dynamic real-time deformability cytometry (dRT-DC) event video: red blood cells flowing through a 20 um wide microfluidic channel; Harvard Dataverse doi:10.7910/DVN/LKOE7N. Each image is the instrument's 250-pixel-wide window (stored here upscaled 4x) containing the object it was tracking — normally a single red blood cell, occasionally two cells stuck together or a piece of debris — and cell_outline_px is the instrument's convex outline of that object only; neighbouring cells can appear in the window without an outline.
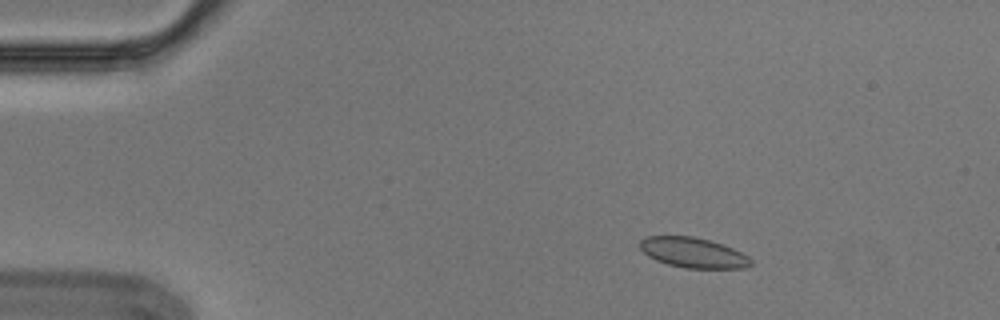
{"species": "Egyptian fruit bat (a non-hibernating species)", "species_latin": "Rousettus aegyptiacus", "temperature_condition": "cold", "stored_images_in_passage": 4, "camera_frame_rate_fps": 3000, "um_per_image_px": 0.085, "animal": {"sex": "male"}, "frame": {"image": 1, "passage_image": 2, "time_ms": 0.333, "image_size_px": [1000, 320], "cell_outline_px": [[752, 264], [744, 268], [684, 268], [668, 264], [656, 260], [648, 256], [640, 248], [640, 240], [644, 236], [692, 236], [708, 240], [732, 248], [748, 256], [752, 260]], "centroid_in_image_um": [58.9, 21.48], "position_along_channel_um": 26.1, "area_um2": 19.36}}
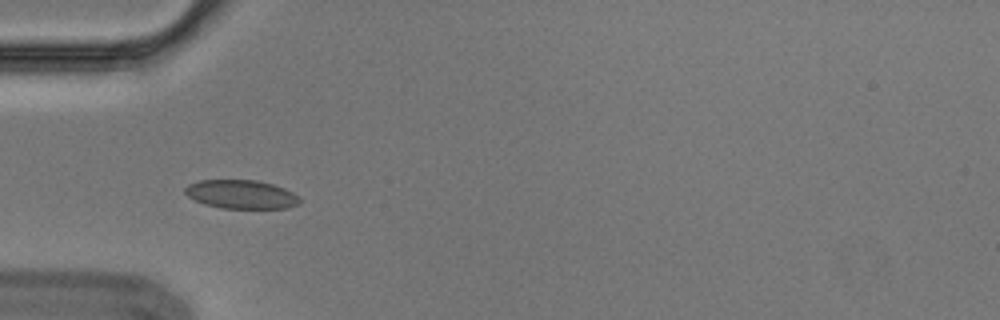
{"frame": {"image": 2, "passage_image": 4, "time_ms": 1.0, "image_size_px": [1000, 320], "cell_outline_px": [[300, 204], [288, 208], [220, 208], [204, 204], [188, 196], [184, 192], [184, 188], [188, 184], [200, 180], [256, 180], [272, 184], [284, 188], [300, 196]], "centroid_in_image_um": [20.52, 16.52], "position_along_channel_um": 64.5, "area_um2": 19.25}}